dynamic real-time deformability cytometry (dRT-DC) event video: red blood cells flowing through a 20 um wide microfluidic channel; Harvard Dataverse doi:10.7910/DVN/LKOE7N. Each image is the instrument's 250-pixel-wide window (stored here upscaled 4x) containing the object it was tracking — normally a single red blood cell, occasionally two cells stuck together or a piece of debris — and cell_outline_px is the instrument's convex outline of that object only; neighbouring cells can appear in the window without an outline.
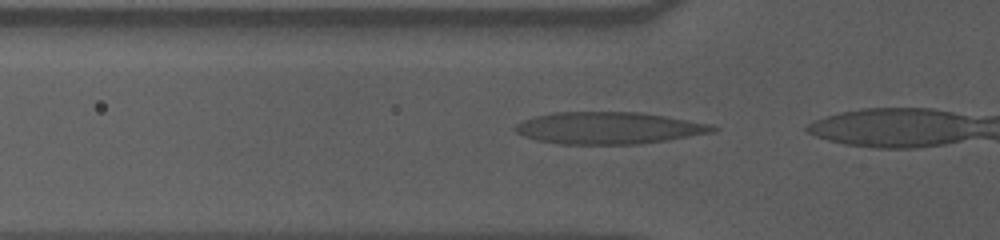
{"species": "human", "species_latin": "Homo sapiens", "temperature_condition": "cold", "stored_images_in_passage": 5, "camera_frame_rate_fps": 3000, "um_per_image_px": 0.085, "donor": {"sex": "male"}, "frame": {"image": 1, "passage_image": 2, "time_ms": 0.333, "image_size_px": [1000, 240], "cell_outline_px": [[720, 128], [716, 132], [668, 140], [636, 144], [556, 144], [536, 140], [524, 136], [516, 132], [512, 128], [516, 124], [524, 120], [536, 116], [552, 112], [640, 112], [712, 124]], "centroid_in_image_um": [51.75, 10.88], "position_along_channel_um": 74.1, "area_um2": 36.99}}